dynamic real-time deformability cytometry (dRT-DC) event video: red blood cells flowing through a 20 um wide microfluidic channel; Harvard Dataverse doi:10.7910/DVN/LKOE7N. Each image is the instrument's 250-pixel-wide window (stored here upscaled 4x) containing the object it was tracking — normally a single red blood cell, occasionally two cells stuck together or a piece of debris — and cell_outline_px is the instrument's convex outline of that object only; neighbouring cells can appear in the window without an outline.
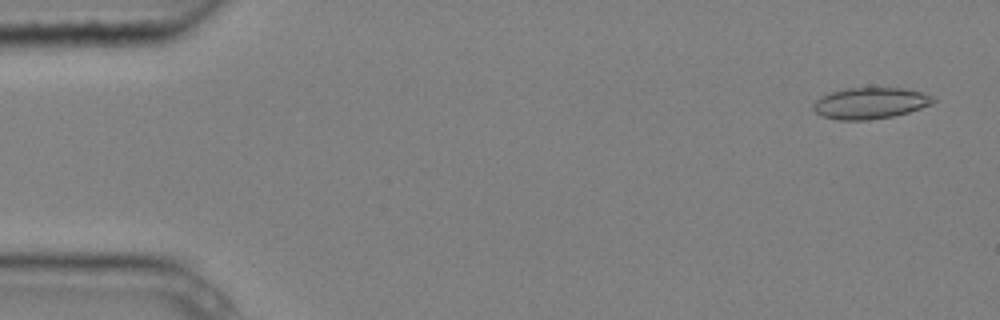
{"species": "common noctule bat (a hibernating species)", "species_latin": "Nyctalus noctula", "temperature_condition": "cold", "stored_images_in_passage": 5, "camera_frame_rate_fps": 3000, "um_per_image_px": 0.085, "animal": {"sex": "male", "body_mass_g": 20.4}, "frame": {"image": 1, "passage_image": 1, "time_ms": 0.0, "image_size_px": [1000, 320], "cell_outline_px": [[936, 100], [932, 104], [908, 112], [892, 116], [868, 120], [840, 120], [824, 116], [816, 112], [812, 108], [812, 104], [820, 96], [832, 92], [848, 88], [904, 88], [920, 92], [932, 96]], "centroid_in_image_um": [73.96, 8.77], "position_along_channel_um": 11.0, "area_um2": 21.68}}
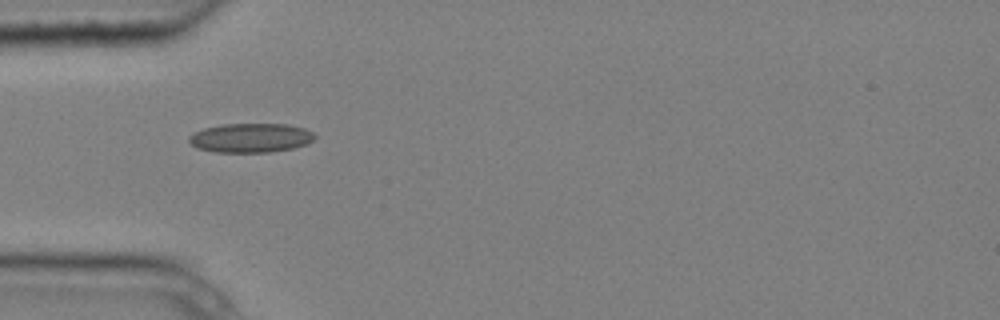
{"frame": {"image": 2, "passage_image": 5, "time_ms": 1.333, "image_size_px": [1000, 320], "cell_outline_px": [[316, 136], [312, 140], [304, 144], [292, 148], [268, 152], [212, 152], [196, 148], [188, 140], [188, 136], [204, 128], [224, 124], [288, 124], [304, 128], [312, 132]], "centroid_in_image_um": [21.27, 11.72], "position_along_channel_um": 63.7, "area_um2": 21.27}}